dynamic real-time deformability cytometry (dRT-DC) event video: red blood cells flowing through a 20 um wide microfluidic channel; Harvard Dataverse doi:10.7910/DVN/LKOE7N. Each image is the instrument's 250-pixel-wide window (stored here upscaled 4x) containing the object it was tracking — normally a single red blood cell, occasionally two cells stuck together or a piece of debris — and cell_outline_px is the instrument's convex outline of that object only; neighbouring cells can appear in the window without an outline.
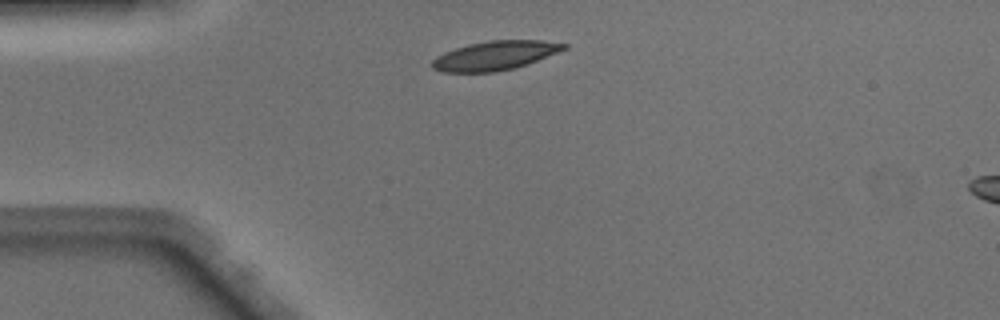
{"species": "Egyptian fruit bat (a non-hibernating species)", "species_latin": "Rousettus aegyptiacus", "temperature_condition": "warm", "stored_images_in_passage": 37, "camera_frame_rate_fps": 3000, "um_per_image_px": 0.085, "animal": {"sex": "male"}, "frame": {"image": 1, "passage_image": 1, "time_ms": 0.0, "image_size_px": [1000, 320], "cell_outline_px": [[568, 48], [536, 60], [512, 68], [496, 72], [444, 72], [432, 68], [432, 60], [436, 56], [444, 52], [468, 44], [492, 40], [540, 40], [568, 44]], "centroid_in_image_um": [42.04, 4.71], "position_along_channel_um": 43.0, "area_um2": 22.02}}
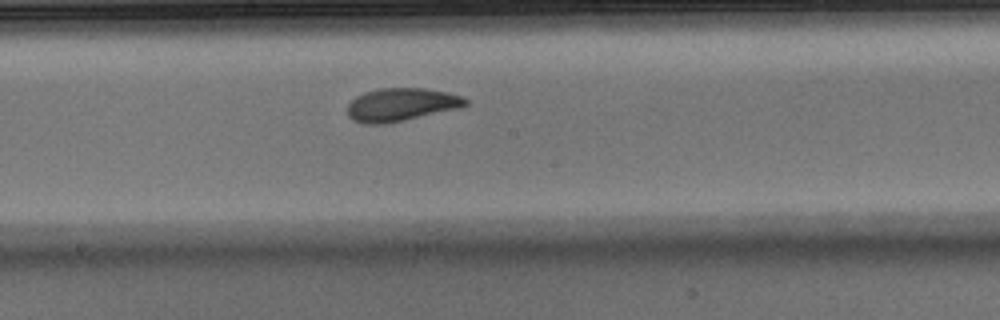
{"frame": {"image": 2, "passage_image": 15, "time_ms": 4.667, "image_size_px": [1000, 320], "cell_outline_px": [[468, 104], [460, 108], [404, 120], [384, 124], [364, 124], [352, 120], [348, 116], [348, 104], [356, 96], [364, 92], [380, 88], [424, 88], [448, 92], [460, 96], [468, 100]], "centroid_in_image_um": [34.09, 8.89], "position_along_channel_um": 214.1, "area_um2": 22.77}}
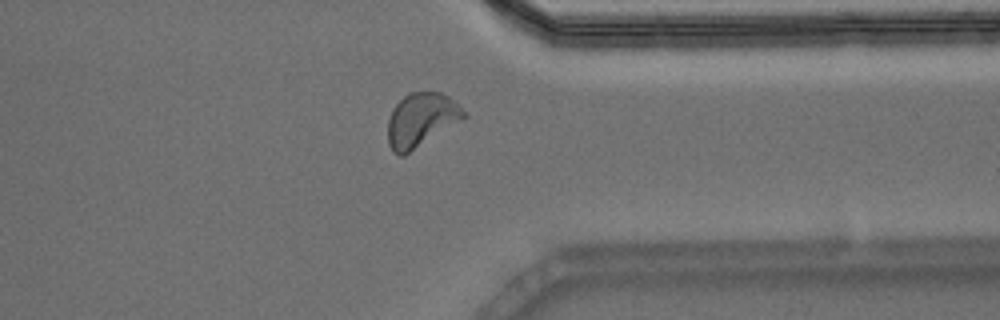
{"frame": {"image": 3, "passage_image": 27, "time_ms": 8.667, "image_size_px": [1000, 320], "cell_outline_px": [[468, 116], [464, 120], [404, 156], [400, 156], [392, 152], [388, 144], [388, 120], [392, 108], [408, 92], [440, 92], [448, 96]], "centroid_in_image_um": [35.78, 10.22], "position_along_channel_um": 375.6, "area_um2": 24.04}, "authors_computed_cell_mechanics": {"area_um2": 22.6576, "velocity_mm_per_s": 4.1294, "shape_relaxation_time_tau1_ms": 4.0653, "shape_relaxation_time_tau2_ms": 1.5182, "deformation_change_tau1": 0.1576, "deformation_change_tau2": 0.0728}}